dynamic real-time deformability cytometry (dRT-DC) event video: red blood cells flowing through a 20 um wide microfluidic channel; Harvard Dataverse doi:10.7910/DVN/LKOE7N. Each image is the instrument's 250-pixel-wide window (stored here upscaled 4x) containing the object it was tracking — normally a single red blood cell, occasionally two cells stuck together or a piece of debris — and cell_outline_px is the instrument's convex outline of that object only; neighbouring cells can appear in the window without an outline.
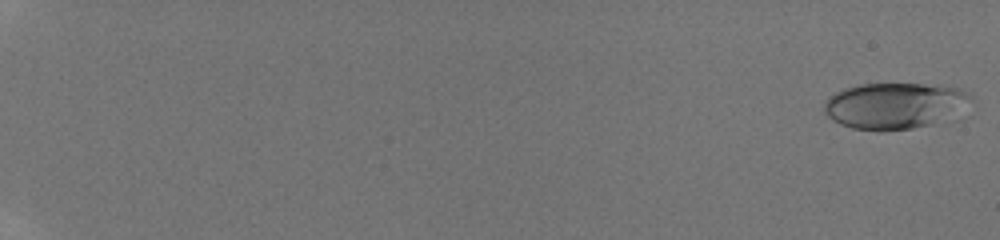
{"species": "human", "species_latin": "Homo sapiens", "temperature_condition": "room temperature", "stored_images_in_passage": 26, "camera_frame_rate_fps": 3000, "um_per_image_px": 0.085, "donor": {"sex": "male"}, "frame": {"image": 1, "passage_image": 1, "time_ms": 0.0, "image_size_px": [1000, 240], "cell_outline_px": [[976, 104], [932, 124], [912, 128], [880, 132], [852, 128], [840, 124], [832, 120], [824, 112], [824, 100], [828, 96], [844, 88], [860, 84], [940, 84], [956, 88], [968, 92], [972, 96]], "centroid_in_image_um": [76.07, 8.98], "position_along_channel_um": 8.9, "area_um2": 40.17}}
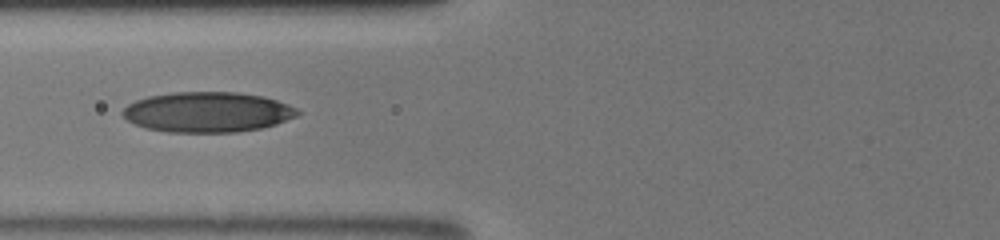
{"frame": {"image": 2, "passage_image": 18, "time_ms": 8.333, "image_size_px": [1000, 240], "cell_outline_px": [[300, 112], [296, 116], [276, 124], [260, 128], [236, 132], [168, 132], [144, 128], [128, 120], [120, 112], [128, 104], [136, 100], [148, 96], [172, 92], [236, 92], [264, 96], [288, 104], [296, 108]], "centroid_in_image_um": [17.62, 9.52], "position_along_channel_um": 108.2, "area_um2": 41.04}}
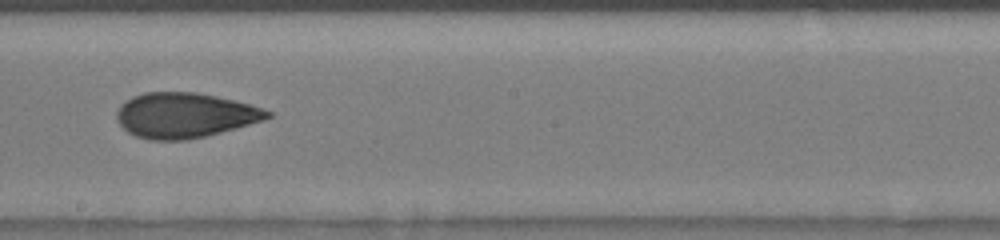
{"frame": {"image": 3, "passage_image": 24, "time_ms": 11.333, "image_size_px": [1000, 240], "cell_outline_px": [[272, 116], [264, 120], [236, 128], [188, 140], [148, 140], [136, 136], [128, 132], [116, 120], [116, 112], [120, 104], [132, 96], [144, 92], [196, 92], [216, 96], [264, 108], [272, 112]], "centroid_in_image_um": [15.68, 9.8], "position_along_channel_um": 232.5, "area_um2": 39.65}}